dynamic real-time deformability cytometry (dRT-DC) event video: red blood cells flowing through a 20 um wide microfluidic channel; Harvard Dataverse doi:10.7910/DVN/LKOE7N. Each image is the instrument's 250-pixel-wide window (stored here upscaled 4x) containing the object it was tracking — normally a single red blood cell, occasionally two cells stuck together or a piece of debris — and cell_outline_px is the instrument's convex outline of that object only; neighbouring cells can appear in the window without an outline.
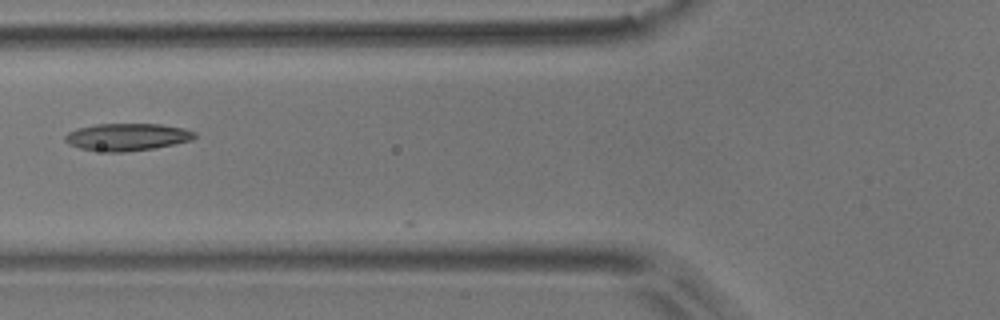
{"species": "common noctule bat (a hibernating species)", "species_latin": "Nyctalus noctula", "temperature_condition": "room temperature", "stored_images_in_passage": 8, "camera_frame_rate_fps": 3000, "um_per_image_px": 0.085, "animal": {"sex": "male", "body_mass_g": 17.9}, "frame": {"image": 1, "passage_image": 6, "time_ms": 1.667, "image_size_px": [1000, 320], "cell_outline_px": [[196, 136], [192, 140], [176, 144], [156, 148], [124, 152], [108, 152], [80, 148], [68, 144], [64, 140], [64, 136], [68, 132], [76, 128], [96, 124], [160, 124], [184, 128], [196, 132]], "centroid_in_image_um": [10.81, 11.64], "position_along_channel_um": 115.0, "area_um2": 20.81}}
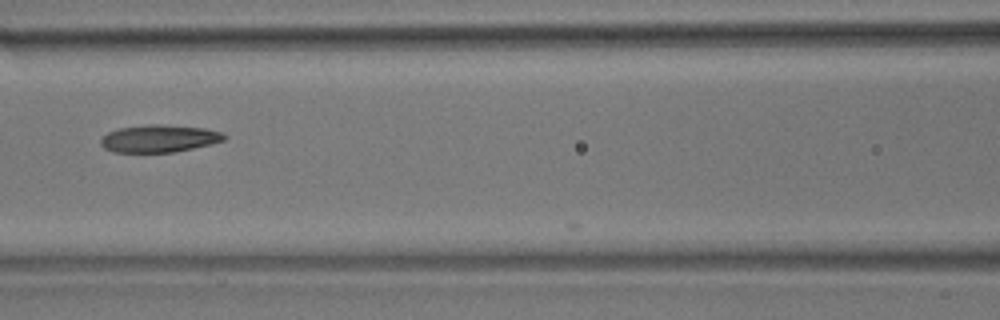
{"frame": {"image": 2, "passage_image": 7, "time_ms": 2.0, "image_size_px": [1000, 320], "cell_outline_px": [[228, 136], [224, 140], [212, 144], [172, 152], [112, 152], [104, 148], [100, 144], [100, 140], [108, 132], [120, 128], [148, 124], [160, 124], [204, 128], [220, 132]], "centroid_in_image_um": [13.52, 11.77], "position_along_channel_um": 153.1, "area_um2": 19.65}}